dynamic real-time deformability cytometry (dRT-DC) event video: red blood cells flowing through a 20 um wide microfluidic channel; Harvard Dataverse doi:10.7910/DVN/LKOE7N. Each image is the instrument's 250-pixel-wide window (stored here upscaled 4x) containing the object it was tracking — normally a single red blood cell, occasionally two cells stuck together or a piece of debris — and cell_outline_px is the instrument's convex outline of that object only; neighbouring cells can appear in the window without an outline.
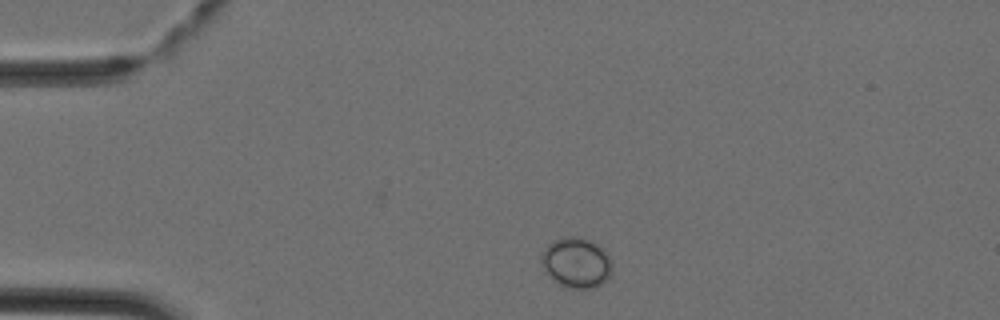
{"species": "Egyptian fruit bat (a non-hibernating species)", "species_latin": "Rousettus aegyptiacus", "temperature_condition": "cold", "stored_images_in_passage": 3, "camera_frame_rate_fps": 3000, "um_per_image_px": 0.085, "animal": {"sex": "female"}, "frame": {"image": 1, "passage_image": 3, "time_ms": 0.667, "image_size_px": [1000, 320], "cell_outline_px": [[612, 272], [596, 288], [564, 288], [552, 280], [544, 272], [540, 256], [540, 252], [552, 240], [564, 236], [580, 236], [596, 244], [612, 260]], "centroid_in_image_um": [48.93, 22.33], "position_along_channel_um": 36.1, "area_um2": 21.04}}